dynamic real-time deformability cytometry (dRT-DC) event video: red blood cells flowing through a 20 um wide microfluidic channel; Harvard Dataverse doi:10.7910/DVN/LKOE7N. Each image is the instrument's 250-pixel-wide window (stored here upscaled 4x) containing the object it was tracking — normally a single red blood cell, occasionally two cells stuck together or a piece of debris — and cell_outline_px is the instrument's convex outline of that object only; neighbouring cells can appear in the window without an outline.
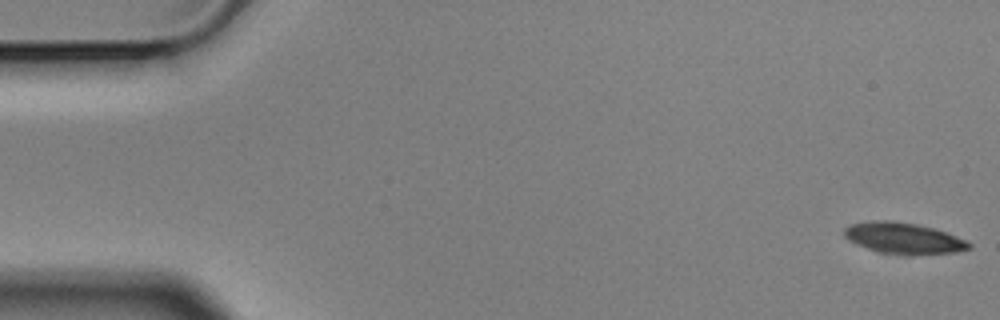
{"species": "Egyptian fruit bat (a non-hibernating species)", "species_latin": "Rousettus aegyptiacus", "temperature_condition": "cold", "stored_images_in_passage": 5, "camera_frame_rate_fps": 3000, "um_per_image_px": 0.085, "animal": {"sex": "male"}, "frame": {"image": 1, "passage_image": 1, "time_ms": 0.0, "image_size_px": [1000, 320], "cell_outline_px": [[972, 248], [956, 252], [880, 252], [856, 244], [848, 240], [844, 236], [844, 228], [852, 224], [872, 220], [896, 220], [916, 224], [932, 228], [968, 240], [972, 244]], "centroid_in_image_um": [76.77, 20.19], "position_along_channel_um": 8.2, "area_um2": 21.79}}
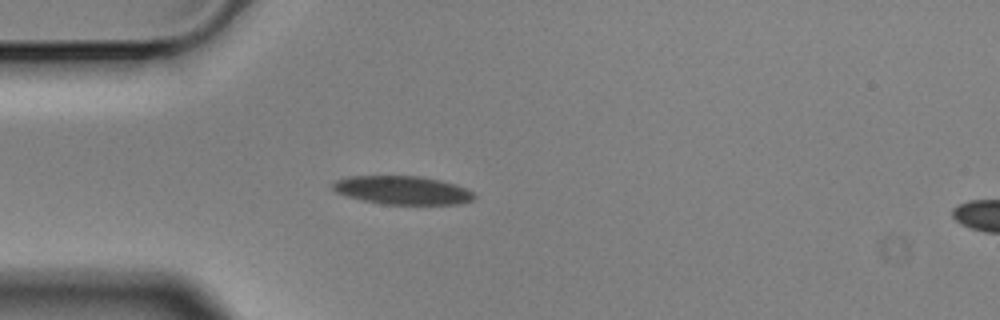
{"frame": {"image": 2, "passage_image": 5, "time_ms": 1.333, "image_size_px": [1000, 320], "cell_outline_px": [[476, 196], [472, 200], [460, 204], [384, 204], [364, 200], [348, 196], [336, 192], [332, 188], [332, 184], [336, 180], [348, 176], [420, 176], [440, 180], [456, 184], [472, 192]], "centroid_in_image_um": [34.21, 16.16], "position_along_channel_um": 50.8, "area_um2": 23.29}}